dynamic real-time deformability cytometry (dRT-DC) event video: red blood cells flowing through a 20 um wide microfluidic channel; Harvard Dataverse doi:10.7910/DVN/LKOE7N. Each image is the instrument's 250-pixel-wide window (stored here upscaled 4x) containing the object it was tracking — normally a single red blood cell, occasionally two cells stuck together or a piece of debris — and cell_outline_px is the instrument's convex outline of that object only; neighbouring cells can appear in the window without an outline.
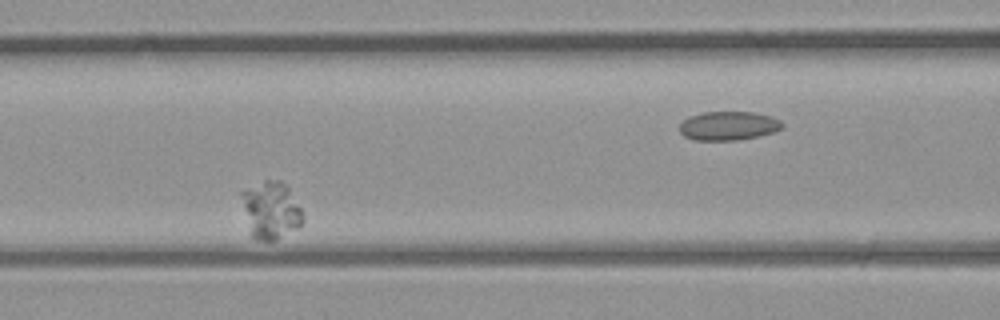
{"species": "common noctule bat (a hibernating species)", "species_latin": "Nyctalus noctula", "temperature_condition": "room temperature", "stored_images_in_passage": 4, "camera_frame_rate_fps": 3000, "um_per_image_px": 0.085, "animal": {"sex": "male", "body_mass_g": 23.1, "forearm_length_mm": 52.7}, "frame": {"image": 1, "passage_image": 3, "time_ms": 2.333, "image_size_px": [1000, 320], "cell_outline_px": [[304, 220], [296, 228], [276, 240], [256, 240], [252, 236], [240, 192], [264, 180], [280, 180], [288, 188], [304, 212]], "centroid_in_image_um": [23.06, 17.85], "position_along_channel_um": 143.5, "area_um2": 20.06}}